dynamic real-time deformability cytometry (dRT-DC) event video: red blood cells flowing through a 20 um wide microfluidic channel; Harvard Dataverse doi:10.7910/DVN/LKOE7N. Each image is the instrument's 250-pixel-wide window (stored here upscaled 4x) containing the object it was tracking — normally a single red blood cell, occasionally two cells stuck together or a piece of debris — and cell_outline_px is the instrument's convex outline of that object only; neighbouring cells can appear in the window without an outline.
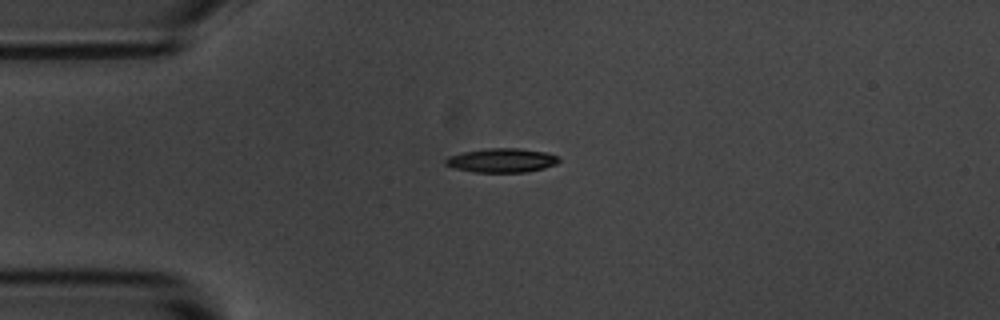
{"species": "common noctule bat (a hibernating species)", "species_latin": "Nyctalus noctula", "temperature_condition": "room temperature", "stored_images_in_passage": 2, "camera_frame_rate_fps": 3000, "um_per_image_px": 0.085, "animal": {"sex": "male", "body_mass_g": 20.1, "forearm_length_mm": 53.5}, "frame": {"image": 1, "passage_image": 1, "time_ms": 0.0, "image_size_px": [1000, 320], "cell_outline_px": [[560, 160], [556, 164], [544, 168], [528, 172], [472, 172], [456, 168], [444, 164], [444, 160], [448, 156], [464, 152], [488, 148], [520, 148], [548, 152], [560, 156]], "centroid_in_image_um": [42.69, 13.62], "position_along_channel_um": 42.3, "area_um2": 16.07}}